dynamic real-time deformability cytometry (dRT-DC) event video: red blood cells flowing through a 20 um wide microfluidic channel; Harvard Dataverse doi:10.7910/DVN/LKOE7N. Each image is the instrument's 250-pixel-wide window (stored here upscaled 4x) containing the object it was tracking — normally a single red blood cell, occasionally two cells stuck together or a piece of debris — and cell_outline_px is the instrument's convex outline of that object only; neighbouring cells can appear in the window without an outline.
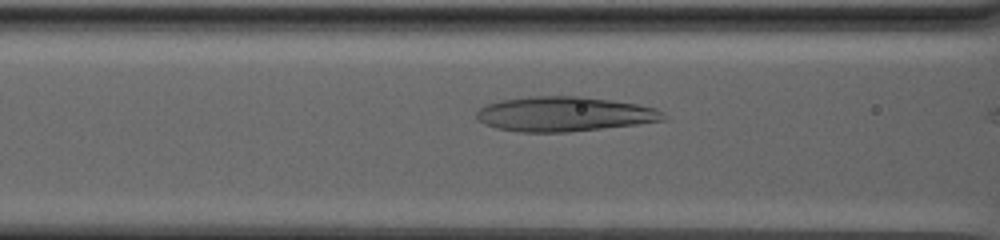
{"species": "human", "species_latin": "Homo sapiens", "temperature_condition": "warm", "stored_images_in_passage": 10, "camera_frame_rate_fps": 3000, "um_per_image_px": 0.085, "donor": {"sex": "male"}, "frame": {"image": 1, "passage_image": 7, "time_ms": 2.0, "image_size_px": [1000, 240], "cell_outline_px": [[664, 120], [636, 124], [568, 132], [520, 132], [496, 128], [484, 124], [476, 116], [476, 112], [480, 108], [488, 104], [500, 100], [532, 96], [584, 96], [636, 104], [656, 108], [664, 112]], "centroid_in_image_um": [47.94, 9.69], "position_along_channel_um": 118.7, "area_um2": 37.63}}